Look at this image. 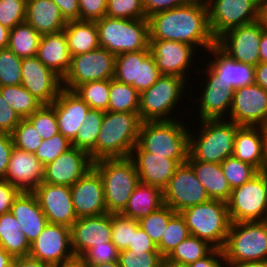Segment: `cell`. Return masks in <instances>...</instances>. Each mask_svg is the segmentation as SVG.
I'll list each match as a JSON object with an SVG mask.
<instances>
[{
    "label": "cell",
    "mask_w": 267,
    "mask_h": 267,
    "mask_svg": "<svg viewBox=\"0 0 267 267\" xmlns=\"http://www.w3.org/2000/svg\"><path fill=\"white\" fill-rule=\"evenodd\" d=\"M21 85L43 105H51L62 89V78L37 56L22 58Z\"/></svg>",
    "instance_id": "17"
},
{
    "label": "cell",
    "mask_w": 267,
    "mask_h": 267,
    "mask_svg": "<svg viewBox=\"0 0 267 267\" xmlns=\"http://www.w3.org/2000/svg\"><path fill=\"white\" fill-rule=\"evenodd\" d=\"M27 0H0V24L8 29L26 20Z\"/></svg>",
    "instance_id": "53"
},
{
    "label": "cell",
    "mask_w": 267,
    "mask_h": 267,
    "mask_svg": "<svg viewBox=\"0 0 267 267\" xmlns=\"http://www.w3.org/2000/svg\"><path fill=\"white\" fill-rule=\"evenodd\" d=\"M192 1L194 0H143V6L148 18L155 13L180 7Z\"/></svg>",
    "instance_id": "59"
},
{
    "label": "cell",
    "mask_w": 267,
    "mask_h": 267,
    "mask_svg": "<svg viewBox=\"0 0 267 267\" xmlns=\"http://www.w3.org/2000/svg\"><path fill=\"white\" fill-rule=\"evenodd\" d=\"M227 115L239 126L267 128V90L256 83L236 88Z\"/></svg>",
    "instance_id": "16"
},
{
    "label": "cell",
    "mask_w": 267,
    "mask_h": 267,
    "mask_svg": "<svg viewBox=\"0 0 267 267\" xmlns=\"http://www.w3.org/2000/svg\"><path fill=\"white\" fill-rule=\"evenodd\" d=\"M148 23L149 40H173L206 51L216 45L205 0L155 13L148 17Z\"/></svg>",
    "instance_id": "1"
},
{
    "label": "cell",
    "mask_w": 267,
    "mask_h": 267,
    "mask_svg": "<svg viewBox=\"0 0 267 267\" xmlns=\"http://www.w3.org/2000/svg\"><path fill=\"white\" fill-rule=\"evenodd\" d=\"M139 113L104 112L96 147L89 154L94 162L103 158L130 157L142 124Z\"/></svg>",
    "instance_id": "2"
},
{
    "label": "cell",
    "mask_w": 267,
    "mask_h": 267,
    "mask_svg": "<svg viewBox=\"0 0 267 267\" xmlns=\"http://www.w3.org/2000/svg\"><path fill=\"white\" fill-rule=\"evenodd\" d=\"M176 212L166 204L157 209L154 212H151L146 217L138 220L141 228L146 232V234L151 238V240L158 245L161 241V238L166 230L169 219Z\"/></svg>",
    "instance_id": "44"
},
{
    "label": "cell",
    "mask_w": 267,
    "mask_h": 267,
    "mask_svg": "<svg viewBox=\"0 0 267 267\" xmlns=\"http://www.w3.org/2000/svg\"><path fill=\"white\" fill-rule=\"evenodd\" d=\"M21 118L8 106L0 93V132L11 134Z\"/></svg>",
    "instance_id": "57"
},
{
    "label": "cell",
    "mask_w": 267,
    "mask_h": 267,
    "mask_svg": "<svg viewBox=\"0 0 267 267\" xmlns=\"http://www.w3.org/2000/svg\"><path fill=\"white\" fill-rule=\"evenodd\" d=\"M103 116L104 111L90 109L71 145L90 154L96 147Z\"/></svg>",
    "instance_id": "41"
},
{
    "label": "cell",
    "mask_w": 267,
    "mask_h": 267,
    "mask_svg": "<svg viewBox=\"0 0 267 267\" xmlns=\"http://www.w3.org/2000/svg\"><path fill=\"white\" fill-rule=\"evenodd\" d=\"M211 34L217 40L230 29L259 20L260 0H205Z\"/></svg>",
    "instance_id": "12"
},
{
    "label": "cell",
    "mask_w": 267,
    "mask_h": 267,
    "mask_svg": "<svg viewBox=\"0 0 267 267\" xmlns=\"http://www.w3.org/2000/svg\"><path fill=\"white\" fill-rule=\"evenodd\" d=\"M112 238V213L81 217L71 227L72 250L79 259L94 245L109 242Z\"/></svg>",
    "instance_id": "22"
},
{
    "label": "cell",
    "mask_w": 267,
    "mask_h": 267,
    "mask_svg": "<svg viewBox=\"0 0 267 267\" xmlns=\"http://www.w3.org/2000/svg\"><path fill=\"white\" fill-rule=\"evenodd\" d=\"M71 198L77 218L107 213L103 182L99 173L91 167L71 187Z\"/></svg>",
    "instance_id": "20"
},
{
    "label": "cell",
    "mask_w": 267,
    "mask_h": 267,
    "mask_svg": "<svg viewBox=\"0 0 267 267\" xmlns=\"http://www.w3.org/2000/svg\"><path fill=\"white\" fill-rule=\"evenodd\" d=\"M163 205V190L161 188L139 182L121 214L140 220Z\"/></svg>",
    "instance_id": "33"
},
{
    "label": "cell",
    "mask_w": 267,
    "mask_h": 267,
    "mask_svg": "<svg viewBox=\"0 0 267 267\" xmlns=\"http://www.w3.org/2000/svg\"><path fill=\"white\" fill-rule=\"evenodd\" d=\"M264 171L267 172V128H266V149H265V166Z\"/></svg>",
    "instance_id": "74"
},
{
    "label": "cell",
    "mask_w": 267,
    "mask_h": 267,
    "mask_svg": "<svg viewBox=\"0 0 267 267\" xmlns=\"http://www.w3.org/2000/svg\"><path fill=\"white\" fill-rule=\"evenodd\" d=\"M201 93L200 120L224 119L225 113L230 112L234 90L220 83H206Z\"/></svg>",
    "instance_id": "31"
},
{
    "label": "cell",
    "mask_w": 267,
    "mask_h": 267,
    "mask_svg": "<svg viewBox=\"0 0 267 267\" xmlns=\"http://www.w3.org/2000/svg\"><path fill=\"white\" fill-rule=\"evenodd\" d=\"M25 21L41 35L63 31L68 22L52 0H27Z\"/></svg>",
    "instance_id": "29"
},
{
    "label": "cell",
    "mask_w": 267,
    "mask_h": 267,
    "mask_svg": "<svg viewBox=\"0 0 267 267\" xmlns=\"http://www.w3.org/2000/svg\"><path fill=\"white\" fill-rule=\"evenodd\" d=\"M227 207L231 222L267 220V172L232 189Z\"/></svg>",
    "instance_id": "9"
},
{
    "label": "cell",
    "mask_w": 267,
    "mask_h": 267,
    "mask_svg": "<svg viewBox=\"0 0 267 267\" xmlns=\"http://www.w3.org/2000/svg\"><path fill=\"white\" fill-rule=\"evenodd\" d=\"M85 267H121L119 261L104 263H82Z\"/></svg>",
    "instance_id": "71"
},
{
    "label": "cell",
    "mask_w": 267,
    "mask_h": 267,
    "mask_svg": "<svg viewBox=\"0 0 267 267\" xmlns=\"http://www.w3.org/2000/svg\"><path fill=\"white\" fill-rule=\"evenodd\" d=\"M140 252H159L157 245L151 240L146 232L139 225L136 231H132V242L129 243L128 249Z\"/></svg>",
    "instance_id": "58"
},
{
    "label": "cell",
    "mask_w": 267,
    "mask_h": 267,
    "mask_svg": "<svg viewBox=\"0 0 267 267\" xmlns=\"http://www.w3.org/2000/svg\"><path fill=\"white\" fill-rule=\"evenodd\" d=\"M44 179V166L34 153L13 147L4 180L21 192H32Z\"/></svg>",
    "instance_id": "25"
},
{
    "label": "cell",
    "mask_w": 267,
    "mask_h": 267,
    "mask_svg": "<svg viewBox=\"0 0 267 267\" xmlns=\"http://www.w3.org/2000/svg\"><path fill=\"white\" fill-rule=\"evenodd\" d=\"M10 212L21 225V232L33 243L43 231L48 221L33 192H20Z\"/></svg>",
    "instance_id": "28"
},
{
    "label": "cell",
    "mask_w": 267,
    "mask_h": 267,
    "mask_svg": "<svg viewBox=\"0 0 267 267\" xmlns=\"http://www.w3.org/2000/svg\"><path fill=\"white\" fill-rule=\"evenodd\" d=\"M222 251L227 265L267 260V220L231 222Z\"/></svg>",
    "instance_id": "8"
},
{
    "label": "cell",
    "mask_w": 267,
    "mask_h": 267,
    "mask_svg": "<svg viewBox=\"0 0 267 267\" xmlns=\"http://www.w3.org/2000/svg\"><path fill=\"white\" fill-rule=\"evenodd\" d=\"M20 190L4 179H0V215L10 212L14 200Z\"/></svg>",
    "instance_id": "60"
},
{
    "label": "cell",
    "mask_w": 267,
    "mask_h": 267,
    "mask_svg": "<svg viewBox=\"0 0 267 267\" xmlns=\"http://www.w3.org/2000/svg\"><path fill=\"white\" fill-rule=\"evenodd\" d=\"M161 267H184V266H179V265H175V264H171L169 262H167L166 260L163 261Z\"/></svg>",
    "instance_id": "73"
},
{
    "label": "cell",
    "mask_w": 267,
    "mask_h": 267,
    "mask_svg": "<svg viewBox=\"0 0 267 267\" xmlns=\"http://www.w3.org/2000/svg\"><path fill=\"white\" fill-rule=\"evenodd\" d=\"M111 80L86 82L79 85L74 92L90 109L108 111Z\"/></svg>",
    "instance_id": "42"
},
{
    "label": "cell",
    "mask_w": 267,
    "mask_h": 267,
    "mask_svg": "<svg viewBox=\"0 0 267 267\" xmlns=\"http://www.w3.org/2000/svg\"><path fill=\"white\" fill-rule=\"evenodd\" d=\"M185 79L162 75L150 88L140 93L139 115L142 121L173 120L171 112L186 88ZM169 115V116H168Z\"/></svg>",
    "instance_id": "10"
},
{
    "label": "cell",
    "mask_w": 267,
    "mask_h": 267,
    "mask_svg": "<svg viewBox=\"0 0 267 267\" xmlns=\"http://www.w3.org/2000/svg\"><path fill=\"white\" fill-rule=\"evenodd\" d=\"M262 25L259 20L230 29L216 40V45L239 63L257 66L260 63Z\"/></svg>",
    "instance_id": "15"
},
{
    "label": "cell",
    "mask_w": 267,
    "mask_h": 267,
    "mask_svg": "<svg viewBox=\"0 0 267 267\" xmlns=\"http://www.w3.org/2000/svg\"><path fill=\"white\" fill-rule=\"evenodd\" d=\"M79 20L96 21L106 15L107 0H78Z\"/></svg>",
    "instance_id": "56"
},
{
    "label": "cell",
    "mask_w": 267,
    "mask_h": 267,
    "mask_svg": "<svg viewBox=\"0 0 267 267\" xmlns=\"http://www.w3.org/2000/svg\"><path fill=\"white\" fill-rule=\"evenodd\" d=\"M200 133L195 138L189 134V156L187 160H198L221 164L233 155L234 139L240 127L224 119L200 120ZM202 125V126H201ZM197 139V140H196Z\"/></svg>",
    "instance_id": "5"
},
{
    "label": "cell",
    "mask_w": 267,
    "mask_h": 267,
    "mask_svg": "<svg viewBox=\"0 0 267 267\" xmlns=\"http://www.w3.org/2000/svg\"><path fill=\"white\" fill-rule=\"evenodd\" d=\"M71 147V142L61 133H58L47 140H42L34 154L42 165L46 166Z\"/></svg>",
    "instance_id": "52"
},
{
    "label": "cell",
    "mask_w": 267,
    "mask_h": 267,
    "mask_svg": "<svg viewBox=\"0 0 267 267\" xmlns=\"http://www.w3.org/2000/svg\"><path fill=\"white\" fill-rule=\"evenodd\" d=\"M260 62H267V30L262 28V36L260 39Z\"/></svg>",
    "instance_id": "66"
},
{
    "label": "cell",
    "mask_w": 267,
    "mask_h": 267,
    "mask_svg": "<svg viewBox=\"0 0 267 267\" xmlns=\"http://www.w3.org/2000/svg\"><path fill=\"white\" fill-rule=\"evenodd\" d=\"M213 249L214 247L208 242L189 235L172 250L165 260L171 264L187 267L207 256Z\"/></svg>",
    "instance_id": "37"
},
{
    "label": "cell",
    "mask_w": 267,
    "mask_h": 267,
    "mask_svg": "<svg viewBox=\"0 0 267 267\" xmlns=\"http://www.w3.org/2000/svg\"><path fill=\"white\" fill-rule=\"evenodd\" d=\"M178 118L143 121L137 144L147 152L172 160H187L189 156L188 127Z\"/></svg>",
    "instance_id": "3"
},
{
    "label": "cell",
    "mask_w": 267,
    "mask_h": 267,
    "mask_svg": "<svg viewBox=\"0 0 267 267\" xmlns=\"http://www.w3.org/2000/svg\"><path fill=\"white\" fill-rule=\"evenodd\" d=\"M100 47L112 54L149 49L148 18L122 19L104 16L95 21Z\"/></svg>",
    "instance_id": "6"
},
{
    "label": "cell",
    "mask_w": 267,
    "mask_h": 267,
    "mask_svg": "<svg viewBox=\"0 0 267 267\" xmlns=\"http://www.w3.org/2000/svg\"><path fill=\"white\" fill-rule=\"evenodd\" d=\"M0 246L13 258L29 256L31 244L11 212L0 215Z\"/></svg>",
    "instance_id": "35"
},
{
    "label": "cell",
    "mask_w": 267,
    "mask_h": 267,
    "mask_svg": "<svg viewBox=\"0 0 267 267\" xmlns=\"http://www.w3.org/2000/svg\"><path fill=\"white\" fill-rule=\"evenodd\" d=\"M64 33L71 57L100 47L95 21L70 20L66 23Z\"/></svg>",
    "instance_id": "34"
},
{
    "label": "cell",
    "mask_w": 267,
    "mask_h": 267,
    "mask_svg": "<svg viewBox=\"0 0 267 267\" xmlns=\"http://www.w3.org/2000/svg\"><path fill=\"white\" fill-rule=\"evenodd\" d=\"M266 128L240 126L234 139L233 156L264 171Z\"/></svg>",
    "instance_id": "27"
},
{
    "label": "cell",
    "mask_w": 267,
    "mask_h": 267,
    "mask_svg": "<svg viewBox=\"0 0 267 267\" xmlns=\"http://www.w3.org/2000/svg\"><path fill=\"white\" fill-rule=\"evenodd\" d=\"M254 83L267 90V62H260L254 67Z\"/></svg>",
    "instance_id": "64"
},
{
    "label": "cell",
    "mask_w": 267,
    "mask_h": 267,
    "mask_svg": "<svg viewBox=\"0 0 267 267\" xmlns=\"http://www.w3.org/2000/svg\"><path fill=\"white\" fill-rule=\"evenodd\" d=\"M11 136L14 147L29 153H35L42 143V138L27 118L21 119Z\"/></svg>",
    "instance_id": "49"
},
{
    "label": "cell",
    "mask_w": 267,
    "mask_h": 267,
    "mask_svg": "<svg viewBox=\"0 0 267 267\" xmlns=\"http://www.w3.org/2000/svg\"><path fill=\"white\" fill-rule=\"evenodd\" d=\"M60 8L63 17L67 20H79L78 0H52Z\"/></svg>",
    "instance_id": "63"
},
{
    "label": "cell",
    "mask_w": 267,
    "mask_h": 267,
    "mask_svg": "<svg viewBox=\"0 0 267 267\" xmlns=\"http://www.w3.org/2000/svg\"><path fill=\"white\" fill-rule=\"evenodd\" d=\"M190 235L184 218L180 213H175L167 224L166 230L157 245V250L166 258L172 250Z\"/></svg>",
    "instance_id": "43"
},
{
    "label": "cell",
    "mask_w": 267,
    "mask_h": 267,
    "mask_svg": "<svg viewBox=\"0 0 267 267\" xmlns=\"http://www.w3.org/2000/svg\"><path fill=\"white\" fill-rule=\"evenodd\" d=\"M0 93L21 119L28 118L43 105L22 85L0 87Z\"/></svg>",
    "instance_id": "38"
},
{
    "label": "cell",
    "mask_w": 267,
    "mask_h": 267,
    "mask_svg": "<svg viewBox=\"0 0 267 267\" xmlns=\"http://www.w3.org/2000/svg\"><path fill=\"white\" fill-rule=\"evenodd\" d=\"M10 29L0 24V49H6L9 43Z\"/></svg>",
    "instance_id": "69"
},
{
    "label": "cell",
    "mask_w": 267,
    "mask_h": 267,
    "mask_svg": "<svg viewBox=\"0 0 267 267\" xmlns=\"http://www.w3.org/2000/svg\"><path fill=\"white\" fill-rule=\"evenodd\" d=\"M12 267H52L30 256L14 258Z\"/></svg>",
    "instance_id": "65"
},
{
    "label": "cell",
    "mask_w": 267,
    "mask_h": 267,
    "mask_svg": "<svg viewBox=\"0 0 267 267\" xmlns=\"http://www.w3.org/2000/svg\"><path fill=\"white\" fill-rule=\"evenodd\" d=\"M105 16L122 19L147 18L143 0H107Z\"/></svg>",
    "instance_id": "50"
},
{
    "label": "cell",
    "mask_w": 267,
    "mask_h": 267,
    "mask_svg": "<svg viewBox=\"0 0 267 267\" xmlns=\"http://www.w3.org/2000/svg\"><path fill=\"white\" fill-rule=\"evenodd\" d=\"M14 258L0 246V267H12Z\"/></svg>",
    "instance_id": "67"
},
{
    "label": "cell",
    "mask_w": 267,
    "mask_h": 267,
    "mask_svg": "<svg viewBox=\"0 0 267 267\" xmlns=\"http://www.w3.org/2000/svg\"><path fill=\"white\" fill-rule=\"evenodd\" d=\"M32 192L35 194L48 223L71 228L78 220L72 203L70 186L42 182Z\"/></svg>",
    "instance_id": "18"
},
{
    "label": "cell",
    "mask_w": 267,
    "mask_h": 267,
    "mask_svg": "<svg viewBox=\"0 0 267 267\" xmlns=\"http://www.w3.org/2000/svg\"><path fill=\"white\" fill-rule=\"evenodd\" d=\"M27 119L34 126L42 140H47L59 133L55 110L51 105H42Z\"/></svg>",
    "instance_id": "48"
},
{
    "label": "cell",
    "mask_w": 267,
    "mask_h": 267,
    "mask_svg": "<svg viewBox=\"0 0 267 267\" xmlns=\"http://www.w3.org/2000/svg\"><path fill=\"white\" fill-rule=\"evenodd\" d=\"M36 56L46 67L63 78L71 66V54L64 30L42 35Z\"/></svg>",
    "instance_id": "30"
},
{
    "label": "cell",
    "mask_w": 267,
    "mask_h": 267,
    "mask_svg": "<svg viewBox=\"0 0 267 267\" xmlns=\"http://www.w3.org/2000/svg\"><path fill=\"white\" fill-rule=\"evenodd\" d=\"M41 36L25 21L10 30L7 48L20 58L34 57L37 55Z\"/></svg>",
    "instance_id": "36"
},
{
    "label": "cell",
    "mask_w": 267,
    "mask_h": 267,
    "mask_svg": "<svg viewBox=\"0 0 267 267\" xmlns=\"http://www.w3.org/2000/svg\"><path fill=\"white\" fill-rule=\"evenodd\" d=\"M208 52L216 59L209 61L208 68L203 70V73L207 71V83H220L233 90L254 83V66L235 61L217 45L210 48Z\"/></svg>",
    "instance_id": "19"
},
{
    "label": "cell",
    "mask_w": 267,
    "mask_h": 267,
    "mask_svg": "<svg viewBox=\"0 0 267 267\" xmlns=\"http://www.w3.org/2000/svg\"><path fill=\"white\" fill-rule=\"evenodd\" d=\"M259 21L262 28L267 30V3H264L262 0H260L259 4Z\"/></svg>",
    "instance_id": "68"
},
{
    "label": "cell",
    "mask_w": 267,
    "mask_h": 267,
    "mask_svg": "<svg viewBox=\"0 0 267 267\" xmlns=\"http://www.w3.org/2000/svg\"><path fill=\"white\" fill-rule=\"evenodd\" d=\"M22 58L10 49H0V87L21 85Z\"/></svg>",
    "instance_id": "46"
},
{
    "label": "cell",
    "mask_w": 267,
    "mask_h": 267,
    "mask_svg": "<svg viewBox=\"0 0 267 267\" xmlns=\"http://www.w3.org/2000/svg\"><path fill=\"white\" fill-rule=\"evenodd\" d=\"M228 267H267V260L227 265Z\"/></svg>",
    "instance_id": "70"
},
{
    "label": "cell",
    "mask_w": 267,
    "mask_h": 267,
    "mask_svg": "<svg viewBox=\"0 0 267 267\" xmlns=\"http://www.w3.org/2000/svg\"><path fill=\"white\" fill-rule=\"evenodd\" d=\"M51 106L55 110L59 133L72 142L87 118L89 106L74 91L64 88Z\"/></svg>",
    "instance_id": "26"
},
{
    "label": "cell",
    "mask_w": 267,
    "mask_h": 267,
    "mask_svg": "<svg viewBox=\"0 0 267 267\" xmlns=\"http://www.w3.org/2000/svg\"><path fill=\"white\" fill-rule=\"evenodd\" d=\"M29 256L52 267L77 260L72 250L71 228L47 223L36 240L31 243Z\"/></svg>",
    "instance_id": "13"
},
{
    "label": "cell",
    "mask_w": 267,
    "mask_h": 267,
    "mask_svg": "<svg viewBox=\"0 0 267 267\" xmlns=\"http://www.w3.org/2000/svg\"><path fill=\"white\" fill-rule=\"evenodd\" d=\"M140 93L132 86L111 79L108 111L139 113Z\"/></svg>",
    "instance_id": "39"
},
{
    "label": "cell",
    "mask_w": 267,
    "mask_h": 267,
    "mask_svg": "<svg viewBox=\"0 0 267 267\" xmlns=\"http://www.w3.org/2000/svg\"><path fill=\"white\" fill-rule=\"evenodd\" d=\"M92 164L93 161L87 152L72 146L44 166L42 182L71 187L92 167Z\"/></svg>",
    "instance_id": "23"
},
{
    "label": "cell",
    "mask_w": 267,
    "mask_h": 267,
    "mask_svg": "<svg viewBox=\"0 0 267 267\" xmlns=\"http://www.w3.org/2000/svg\"><path fill=\"white\" fill-rule=\"evenodd\" d=\"M163 200L164 204L179 213L210 200V197L193 168L186 162L176 169L163 189Z\"/></svg>",
    "instance_id": "14"
},
{
    "label": "cell",
    "mask_w": 267,
    "mask_h": 267,
    "mask_svg": "<svg viewBox=\"0 0 267 267\" xmlns=\"http://www.w3.org/2000/svg\"><path fill=\"white\" fill-rule=\"evenodd\" d=\"M130 158L134 161L139 182L162 190L168 185L176 169L187 162V160H172L144 151L138 144L133 147Z\"/></svg>",
    "instance_id": "24"
},
{
    "label": "cell",
    "mask_w": 267,
    "mask_h": 267,
    "mask_svg": "<svg viewBox=\"0 0 267 267\" xmlns=\"http://www.w3.org/2000/svg\"><path fill=\"white\" fill-rule=\"evenodd\" d=\"M179 213L190 235L208 242L214 248L223 249L231 225L227 202L210 199Z\"/></svg>",
    "instance_id": "7"
},
{
    "label": "cell",
    "mask_w": 267,
    "mask_h": 267,
    "mask_svg": "<svg viewBox=\"0 0 267 267\" xmlns=\"http://www.w3.org/2000/svg\"><path fill=\"white\" fill-rule=\"evenodd\" d=\"M187 163L193 168L210 199L224 202L229 200L232 189L224 176L221 164L198 160H187Z\"/></svg>",
    "instance_id": "32"
},
{
    "label": "cell",
    "mask_w": 267,
    "mask_h": 267,
    "mask_svg": "<svg viewBox=\"0 0 267 267\" xmlns=\"http://www.w3.org/2000/svg\"><path fill=\"white\" fill-rule=\"evenodd\" d=\"M187 267H228V266L227 263L225 262L223 251L221 249L214 248L207 256L198 259L197 261L191 263Z\"/></svg>",
    "instance_id": "62"
},
{
    "label": "cell",
    "mask_w": 267,
    "mask_h": 267,
    "mask_svg": "<svg viewBox=\"0 0 267 267\" xmlns=\"http://www.w3.org/2000/svg\"><path fill=\"white\" fill-rule=\"evenodd\" d=\"M119 251L115 244L110 240L101 245H94L87 250L78 260L81 263H104L117 261Z\"/></svg>",
    "instance_id": "54"
},
{
    "label": "cell",
    "mask_w": 267,
    "mask_h": 267,
    "mask_svg": "<svg viewBox=\"0 0 267 267\" xmlns=\"http://www.w3.org/2000/svg\"><path fill=\"white\" fill-rule=\"evenodd\" d=\"M161 76L153 55L149 53L139 64L138 92L141 93L150 88Z\"/></svg>",
    "instance_id": "55"
},
{
    "label": "cell",
    "mask_w": 267,
    "mask_h": 267,
    "mask_svg": "<svg viewBox=\"0 0 267 267\" xmlns=\"http://www.w3.org/2000/svg\"><path fill=\"white\" fill-rule=\"evenodd\" d=\"M92 167L103 182L107 213H121L139 183L134 161L130 157L103 158L94 161Z\"/></svg>",
    "instance_id": "4"
},
{
    "label": "cell",
    "mask_w": 267,
    "mask_h": 267,
    "mask_svg": "<svg viewBox=\"0 0 267 267\" xmlns=\"http://www.w3.org/2000/svg\"><path fill=\"white\" fill-rule=\"evenodd\" d=\"M13 147L11 134L0 132V179L6 175Z\"/></svg>",
    "instance_id": "61"
},
{
    "label": "cell",
    "mask_w": 267,
    "mask_h": 267,
    "mask_svg": "<svg viewBox=\"0 0 267 267\" xmlns=\"http://www.w3.org/2000/svg\"><path fill=\"white\" fill-rule=\"evenodd\" d=\"M57 267H85L78 259L65 265L57 266Z\"/></svg>",
    "instance_id": "72"
},
{
    "label": "cell",
    "mask_w": 267,
    "mask_h": 267,
    "mask_svg": "<svg viewBox=\"0 0 267 267\" xmlns=\"http://www.w3.org/2000/svg\"><path fill=\"white\" fill-rule=\"evenodd\" d=\"M221 168L231 189L241 186L259 172L251 164L243 162L233 155L221 163Z\"/></svg>",
    "instance_id": "45"
},
{
    "label": "cell",
    "mask_w": 267,
    "mask_h": 267,
    "mask_svg": "<svg viewBox=\"0 0 267 267\" xmlns=\"http://www.w3.org/2000/svg\"><path fill=\"white\" fill-rule=\"evenodd\" d=\"M139 226L138 220L132 219L121 213L112 214V238L118 251L128 249L132 242V231H136Z\"/></svg>",
    "instance_id": "47"
},
{
    "label": "cell",
    "mask_w": 267,
    "mask_h": 267,
    "mask_svg": "<svg viewBox=\"0 0 267 267\" xmlns=\"http://www.w3.org/2000/svg\"><path fill=\"white\" fill-rule=\"evenodd\" d=\"M149 53L150 50H144L116 55L114 79L132 85L138 91L139 64Z\"/></svg>",
    "instance_id": "40"
},
{
    "label": "cell",
    "mask_w": 267,
    "mask_h": 267,
    "mask_svg": "<svg viewBox=\"0 0 267 267\" xmlns=\"http://www.w3.org/2000/svg\"><path fill=\"white\" fill-rule=\"evenodd\" d=\"M165 258L160 252L123 250L119 252L121 267H161Z\"/></svg>",
    "instance_id": "51"
},
{
    "label": "cell",
    "mask_w": 267,
    "mask_h": 267,
    "mask_svg": "<svg viewBox=\"0 0 267 267\" xmlns=\"http://www.w3.org/2000/svg\"><path fill=\"white\" fill-rule=\"evenodd\" d=\"M149 49L162 75L187 79L186 70L195 57L193 46L173 40H149Z\"/></svg>",
    "instance_id": "21"
},
{
    "label": "cell",
    "mask_w": 267,
    "mask_h": 267,
    "mask_svg": "<svg viewBox=\"0 0 267 267\" xmlns=\"http://www.w3.org/2000/svg\"><path fill=\"white\" fill-rule=\"evenodd\" d=\"M115 55L103 47L71 57V66L62 78V88L74 91L79 85L111 80L115 75Z\"/></svg>",
    "instance_id": "11"
}]
</instances>
